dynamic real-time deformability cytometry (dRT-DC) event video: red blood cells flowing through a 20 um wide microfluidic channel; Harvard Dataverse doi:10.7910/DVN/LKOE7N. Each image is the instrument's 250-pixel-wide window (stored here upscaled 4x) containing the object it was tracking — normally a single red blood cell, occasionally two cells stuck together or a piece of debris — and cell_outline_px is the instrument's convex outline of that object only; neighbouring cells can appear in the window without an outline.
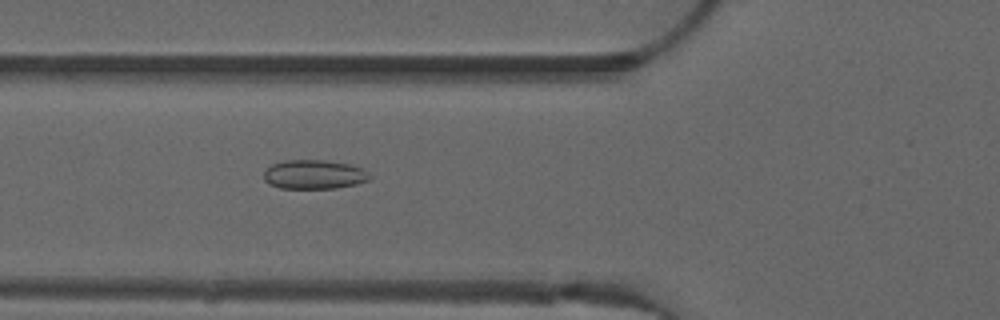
{"species": "common noctule bat (a hibernating species)", "species_latin": "Nyctalus noctula", "temperature_condition": "warm", "stored_images_in_passage": 19, "camera_frame_rate_fps": 3000, "um_per_image_px": 0.085, "animal": {"sex": "male", "forearm_length_mm": 52.5}, "frame": {"image": 1, "passage_image": 9, "time_ms": 2.667, "image_size_px": [1000, 320], "cell_outline_px": [[372, 176], [368, 180], [356, 184], [336, 188], [280, 188], [268, 184], [264, 180], [264, 172], [272, 164], [284, 160], [324, 160], [348, 164], [364, 168]], "centroid_in_image_um": [26.7, 14.83], "position_along_channel_um": 99.1, "area_um2": 18.03}}
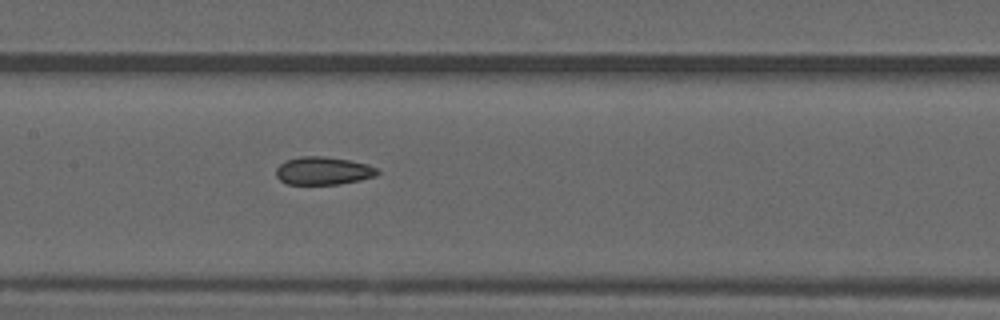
{"frame": {"image": 2, "passage_image": 15, "time_ms": 4.667, "image_size_px": [1000, 320], "cell_outline_px": [[380, 172], [376, 176], [360, 180], [340, 184], [288, 184], [280, 180], [276, 176], [276, 168], [284, 160], [300, 156], [324, 156], [348, 160], [368, 164], [376, 168]], "centroid_in_image_um": [27.46, 14.51], "position_along_channel_um": 179.9, "area_um2": 16.59}}
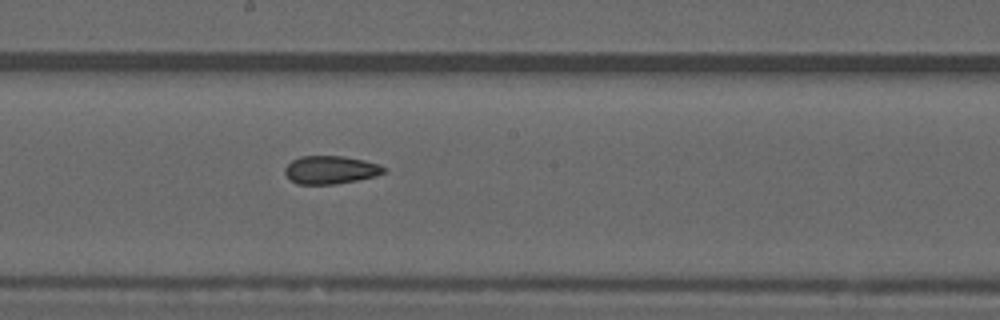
{"frame": {"image": 3, "passage_image": 18, "time_ms": 5.667, "image_size_px": [1000, 320], "cell_outline_px": [[388, 168], [384, 172], [376, 176], [336, 184], [296, 184], [284, 172], [284, 168], [292, 160], [300, 156], [344, 156], [364, 160], [380, 164]], "centroid_in_image_um": [28.12, 14.43], "position_along_channel_um": 220.1, "area_um2": 16.24}}